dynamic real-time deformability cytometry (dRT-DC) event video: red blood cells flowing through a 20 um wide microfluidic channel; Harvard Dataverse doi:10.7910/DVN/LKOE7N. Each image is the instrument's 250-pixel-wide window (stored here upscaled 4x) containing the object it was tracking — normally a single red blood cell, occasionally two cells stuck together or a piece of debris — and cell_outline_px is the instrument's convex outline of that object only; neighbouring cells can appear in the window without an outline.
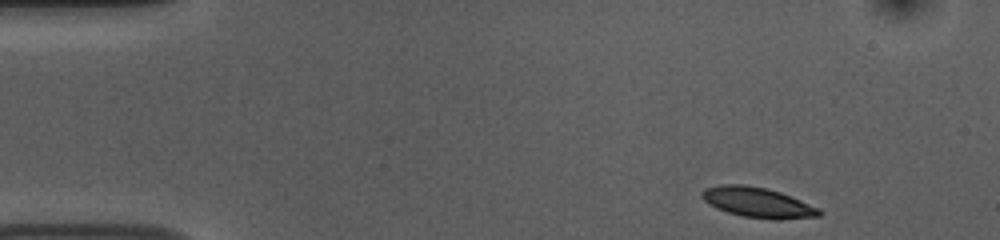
{"species": "common noctule bat (a hibernating species)", "species_latin": "Nyctalus noctula", "temperature_condition": "room temperature", "stored_images_in_passage": 9, "camera_frame_rate_fps": 3000, "um_per_image_px": 0.085, "animal": {"sex": "female", "body_mass_g": 10.0, "forearm_length_mm": 53.1}, "frame": {"image": 1, "passage_image": 1, "time_ms": 0.0, "image_size_px": [1000, 240], "cell_outline_px": [[824, 212], [820, 216], [780, 220], [772, 220], [744, 216], [728, 212], [716, 208], [704, 200], [700, 196], [700, 192], [704, 188], [720, 184], [744, 184], [768, 188], [780, 192], [820, 208]], "centroid_in_image_um": [64.41, 17.2], "position_along_channel_um": 20.6, "area_um2": 20.87}}